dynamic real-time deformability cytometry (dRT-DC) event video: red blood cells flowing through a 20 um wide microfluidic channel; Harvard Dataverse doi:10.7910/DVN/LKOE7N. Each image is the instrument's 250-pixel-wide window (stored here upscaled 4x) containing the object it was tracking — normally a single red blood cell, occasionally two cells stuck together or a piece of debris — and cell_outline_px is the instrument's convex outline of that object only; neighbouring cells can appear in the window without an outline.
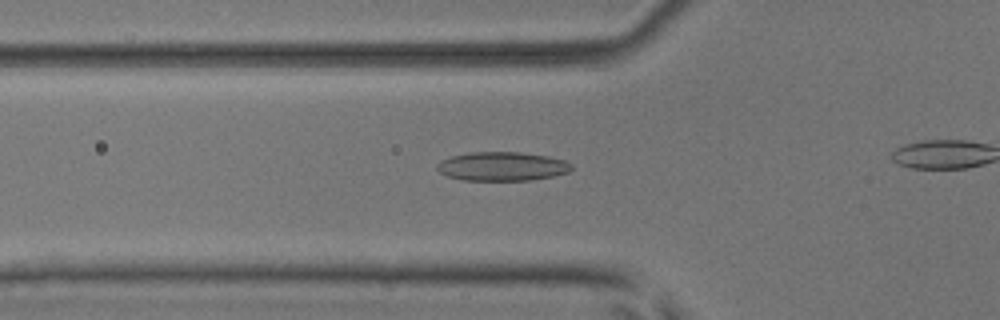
{"species": "common noctule bat (a hibernating species)", "species_latin": "Nyctalus noctula", "temperature_condition": "room temperature", "stored_images_in_passage": 18, "camera_frame_rate_fps": 3000, "um_per_image_px": 0.085, "animal": {"sex": "male", "body_mass_g": 17.9, "forearm_length_mm": 54.2}, "frame": {"image": 1, "passage_image": 3, "time_ms": 0.667, "image_size_px": [1000, 320], "cell_outline_px": [[572, 168], [568, 172], [552, 176], [528, 180], [464, 180], [448, 176], [440, 172], [436, 168], [436, 164], [452, 156], [472, 152], [520, 152], [548, 156], [564, 160], [572, 164]], "centroid_in_image_um": [42.69, 14.14], "position_along_channel_um": 83.1, "area_um2": 22.43}}
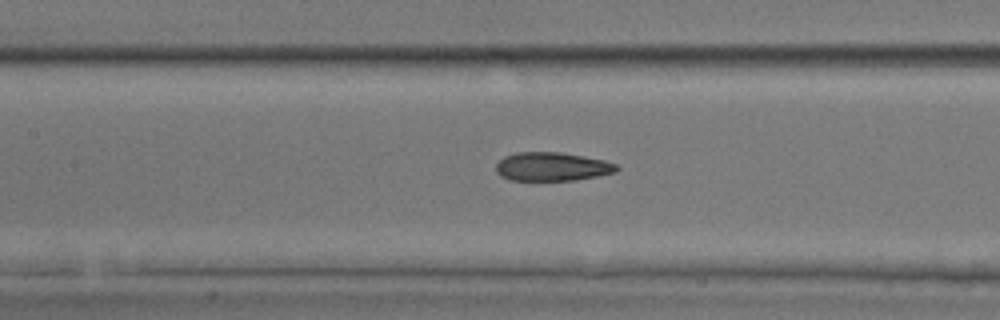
{"frame": {"image": 2, "passage_image": 9, "time_ms": 2.667, "image_size_px": [1000, 320], "cell_outline_px": [[620, 168], [616, 172], [576, 180], [508, 180], [500, 176], [496, 172], [496, 164], [504, 156], [516, 152], [560, 152], [584, 156], [604, 160], [616, 164]], "centroid_in_image_um": [46.91, 14.16], "position_along_channel_um": 160.5, "area_um2": 20.23}}
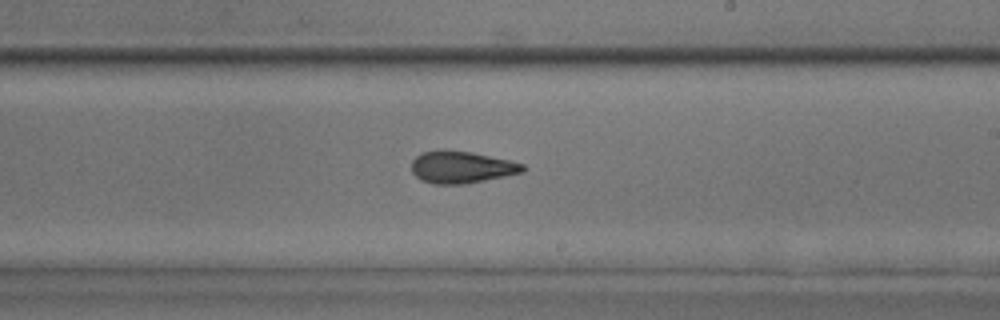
{"frame": {"image": 3, "passage_image": 16, "time_ms": 5.0, "image_size_px": [1000, 320], "cell_outline_px": [[524, 172], [464, 184], [432, 184], [420, 180], [412, 172], [412, 160], [420, 152], [440, 148], [472, 152], [508, 160], [524, 164]], "centroid_in_image_um": [39.16, 14.19], "position_along_channel_um": 249.8, "area_um2": 20.98}}